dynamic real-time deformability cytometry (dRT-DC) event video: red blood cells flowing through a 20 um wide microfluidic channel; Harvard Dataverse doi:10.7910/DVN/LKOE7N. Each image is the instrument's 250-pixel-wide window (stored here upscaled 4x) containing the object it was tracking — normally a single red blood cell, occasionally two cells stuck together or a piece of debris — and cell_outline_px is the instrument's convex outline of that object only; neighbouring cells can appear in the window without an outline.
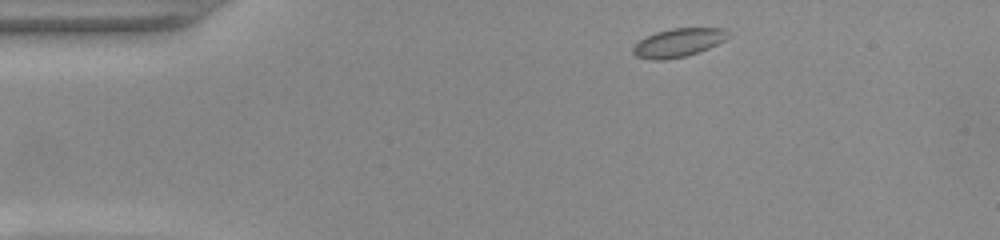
{"species": "common noctule bat (a hibernating species)", "species_latin": "Nyctalus noctula", "temperature_condition": "warm", "stored_images_in_passage": 46, "camera_frame_rate_fps": 3000, "um_per_image_px": 0.085, "animal": {"sex": "female", "body_mass_g": 22.0, "forearm_length_mm": 56.7}, "frame": {"image": 1, "passage_image": 2, "time_ms": 0.333, "image_size_px": [1000, 240], "cell_outline_px": [[728, 36], [724, 40], [700, 52], [684, 56], [664, 60], [652, 60], [636, 56], [632, 52], [632, 48], [640, 40], [656, 32], [672, 28], [724, 28], [728, 32]], "centroid_in_image_um": [57.64, 3.63], "position_along_channel_um": 27.4, "area_um2": 15.61}}
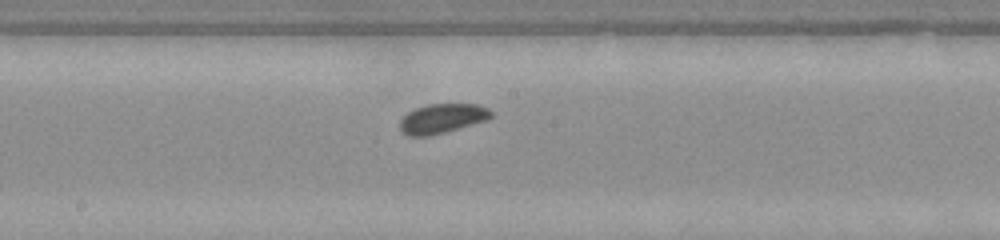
{"frame": {"image": 2, "passage_image": 21, "time_ms": 6.667, "image_size_px": [1000, 240], "cell_outline_px": [[492, 116], [484, 120], [444, 132], [428, 136], [408, 136], [400, 128], [400, 120], [408, 112], [416, 108], [428, 104], [480, 104], [488, 108], [492, 112]], "centroid_in_image_um": [37.57, 10.06], "position_along_channel_um": 210.6, "area_um2": 15.37}}
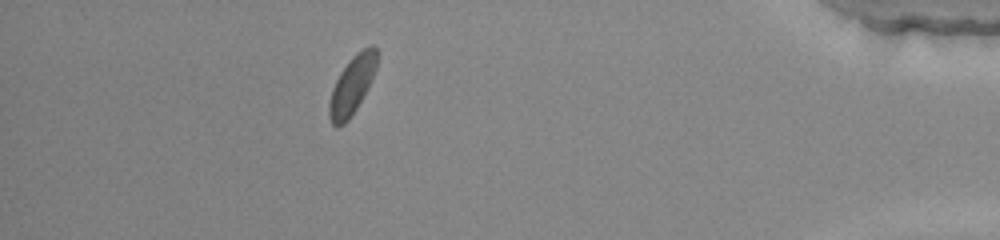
{"frame": {"image": 3, "passage_image": 40, "time_ms": 13.0, "image_size_px": [1000, 240], "cell_outline_px": [[380, 56], [376, 68], [356, 108], [348, 120], [344, 124], [336, 128], [332, 124], [328, 116], [328, 104], [332, 88], [340, 72], [352, 56], [356, 52], [372, 44], [376, 48]], "centroid_in_image_um": [29.91, 7.22], "position_along_channel_um": 405.3, "area_um2": 16.13}, "authors_computed_cell_mechanics": {"area_um2": 15.7505, "velocity_mm_per_s": 3.8658, "shape_relaxation_time_tau1_ms": 2.7143, "shape_relaxation_time_tau2_ms": null, "deformation_change_tau1": 0.0276, "deformation_change_tau2": null}}